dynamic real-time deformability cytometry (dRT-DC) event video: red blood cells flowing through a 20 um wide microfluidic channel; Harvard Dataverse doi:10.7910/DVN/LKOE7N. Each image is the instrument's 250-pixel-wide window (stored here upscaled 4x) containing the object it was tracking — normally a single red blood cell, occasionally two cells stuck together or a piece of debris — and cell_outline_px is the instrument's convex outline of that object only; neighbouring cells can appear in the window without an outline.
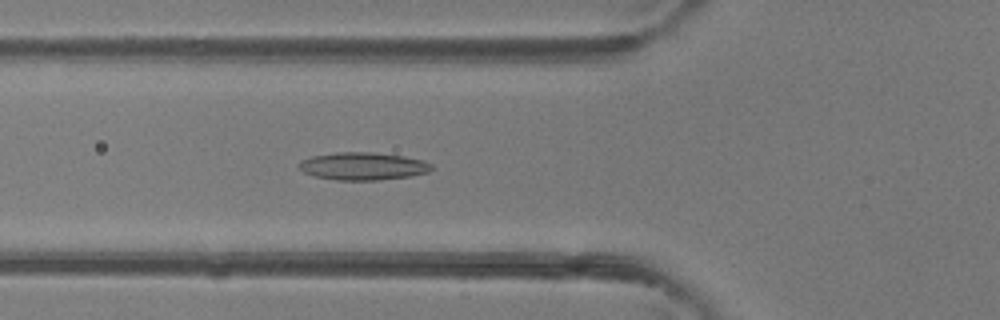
{"species": "common noctule bat (a hibernating species)", "species_latin": "Nyctalus noctula", "temperature_condition": "room temperature", "stored_images_in_passage": 45, "camera_frame_rate_fps": 3000, "um_per_image_px": 0.085, "animal": {"sex": "female"}, "frame": {"image": 1, "passage_image": 16, "time_ms": 5.0, "image_size_px": [1000, 320], "cell_outline_px": [[432, 168], [428, 172], [412, 176], [376, 180], [336, 180], [316, 176], [304, 172], [300, 168], [300, 160], [312, 156], [336, 152], [376, 152], [404, 156], [424, 160], [432, 164]], "centroid_in_image_um": [30.89, 14.11], "position_along_channel_um": 94.9, "area_um2": 21.39}}
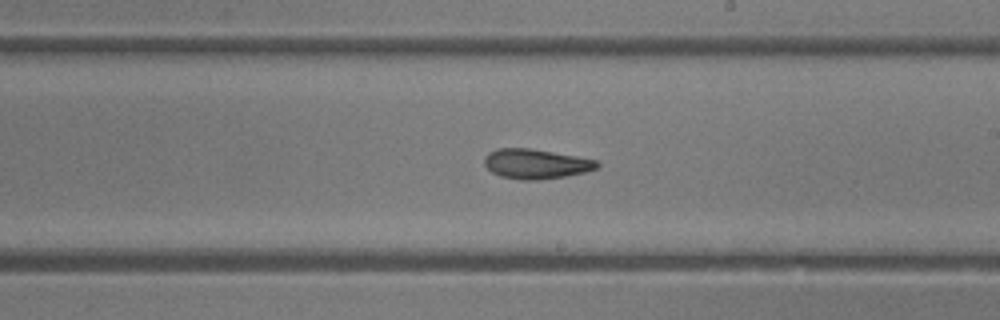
{"frame": {"image": 2, "passage_image": 26, "time_ms": 8.333, "image_size_px": [1000, 320], "cell_outline_px": [[600, 164], [596, 168], [584, 172], [564, 176], [540, 180], [520, 180], [500, 176], [492, 172], [484, 164], [484, 156], [488, 152], [496, 148], [528, 148], [576, 156], [596, 160]], "centroid_in_image_um": [45.5, 13.93], "position_along_channel_um": 243.5, "area_um2": 19.48}}
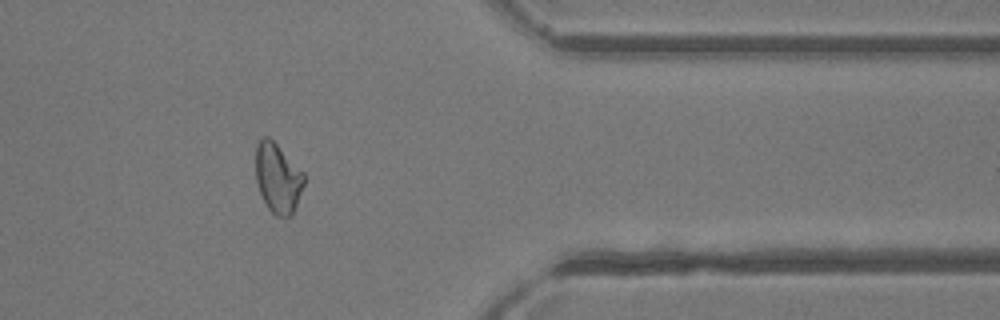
{"frame": {"image": 3, "passage_image": 37, "time_ms": 12.0, "image_size_px": [1000, 320], "cell_outline_px": [[304, 184], [292, 216], [276, 216], [268, 208], [260, 192], [256, 180], [256, 144], [264, 136], [268, 136], [304, 172]], "centroid_in_image_um": [23.62, 15.13], "position_along_channel_um": 387.8, "area_um2": 19.42}, "authors_computed_cell_mechanics": {"area_um2": 20.808, "velocity_mm_per_s": 4.4479, "shape_relaxation_time_tau1_ms": null, "shape_relaxation_time_tau2_ms": 8.6094, "deformation_change_tau1": null, "deformation_change_tau2": 0.2106}}